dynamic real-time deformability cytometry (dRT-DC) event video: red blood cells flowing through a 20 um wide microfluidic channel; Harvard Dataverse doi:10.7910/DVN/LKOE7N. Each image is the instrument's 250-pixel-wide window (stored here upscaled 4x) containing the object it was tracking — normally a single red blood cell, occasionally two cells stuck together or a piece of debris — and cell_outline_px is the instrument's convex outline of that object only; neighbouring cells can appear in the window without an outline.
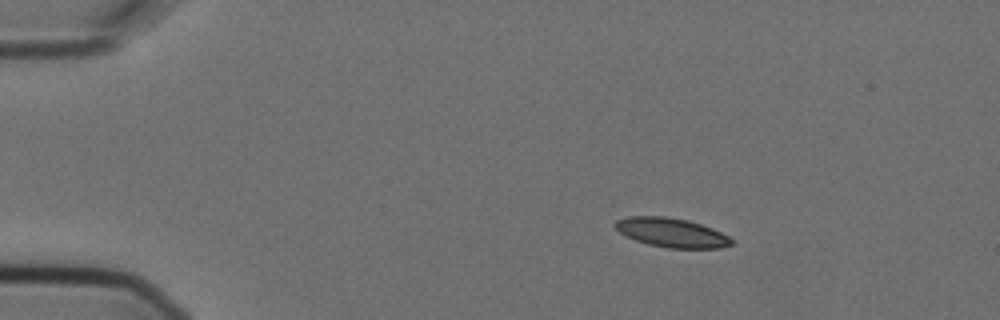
{"species": "Egyptian fruit bat (a non-hibernating species)", "species_latin": "Rousettus aegyptiacus", "temperature_condition": "cold", "stored_images_in_passage": 10, "camera_frame_rate_fps": 3000, "um_per_image_px": 0.085, "animal": {"sex": "female"}, "frame": {"image": 1, "passage_image": 2, "time_ms": 0.333, "image_size_px": [1000, 320], "cell_outline_px": [[732, 244], [720, 248], [668, 248], [648, 244], [636, 240], [620, 232], [612, 224], [620, 216], [664, 216], [688, 220], [712, 228], [728, 236], [732, 240]], "centroid_in_image_um": [57.04, 19.76], "position_along_channel_um": 28.0, "area_um2": 19.77}}
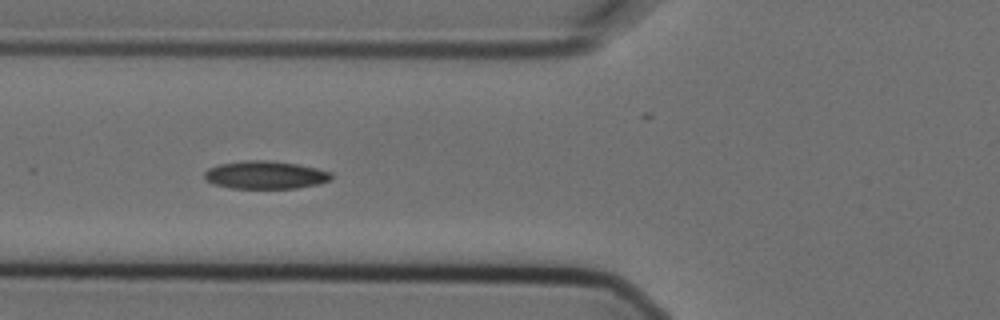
{"frame": {"image": 2, "passage_image": 5, "time_ms": 1.333, "image_size_px": [1000, 320], "cell_outline_px": [[332, 180], [320, 184], [296, 188], [232, 188], [212, 184], [204, 180], [204, 172], [208, 168], [220, 164], [244, 160], [268, 160], [296, 164], [316, 168], [332, 172]], "centroid_in_image_um": [22.55, 14.87], "position_along_channel_um": 103.3, "area_um2": 20.81}}
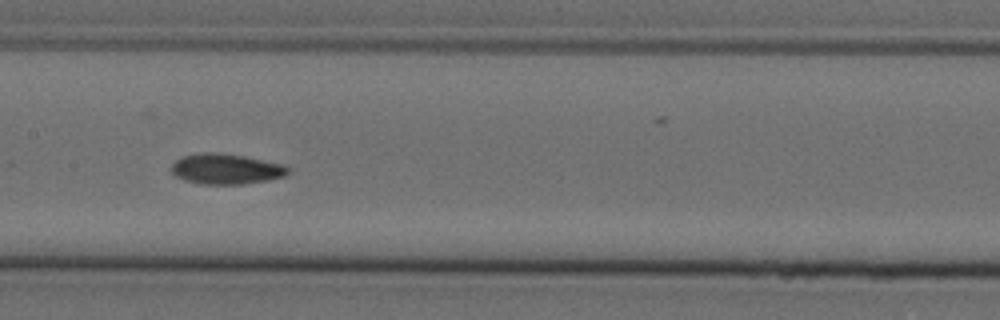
{"frame": {"image": 3, "passage_image": 7, "time_ms": 2.0, "image_size_px": [1000, 320], "cell_outline_px": [[288, 172], [284, 176], [268, 180], [244, 184], [200, 184], [184, 180], [176, 176], [172, 172], [172, 164], [180, 156], [204, 152], [220, 152], [244, 156], [284, 164], [288, 168]], "centroid_in_image_um": [19.19, 14.35], "position_along_channel_um": 188.2, "area_um2": 20.75}}